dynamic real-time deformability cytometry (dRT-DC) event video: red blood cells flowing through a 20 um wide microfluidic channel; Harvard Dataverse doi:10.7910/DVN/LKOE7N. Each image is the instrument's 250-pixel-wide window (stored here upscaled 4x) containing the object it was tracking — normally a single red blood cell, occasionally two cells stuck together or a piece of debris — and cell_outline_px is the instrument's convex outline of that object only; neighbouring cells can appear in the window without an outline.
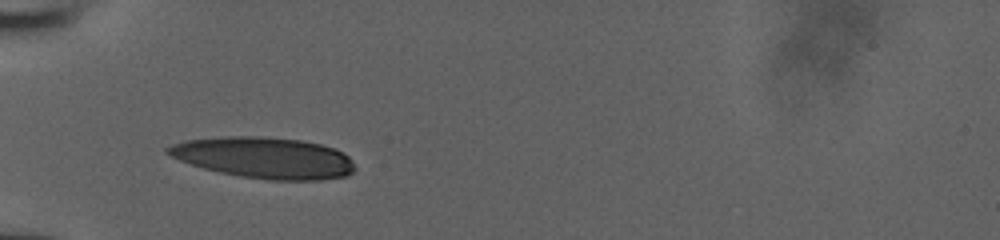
{"species": "human", "species_latin": "Homo sapiens", "temperature_condition": "room temperature", "stored_images_in_passage": 28, "camera_frame_rate_fps": 3000, "um_per_image_px": 0.085, "donor": {"sex": "male"}, "frame": {"image": 1, "passage_image": 1, "time_ms": 0.0, "image_size_px": [1000, 240], "cell_outline_px": [[356, 168], [352, 172], [344, 176], [320, 180], [268, 180], [240, 176], [220, 172], [204, 168], [180, 160], [164, 152], [164, 148], [172, 144], [184, 140], [224, 136], [260, 136], [300, 140], [320, 144], [336, 148], [344, 152], [352, 160]], "centroid_in_image_um": [22.46, 13.4], "position_along_channel_um": 62.5, "area_um2": 45.03}}
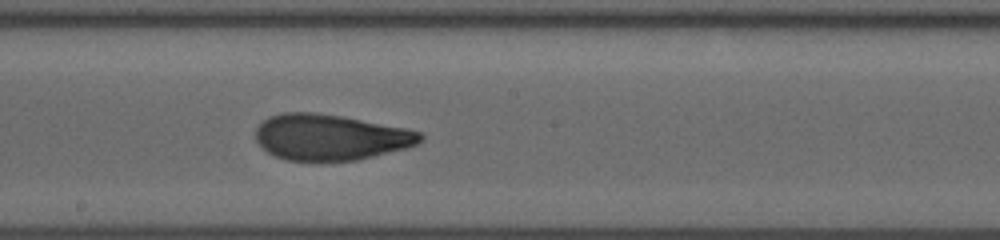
{"frame": {"image": 2, "passage_image": 13, "time_ms": 4.0, "image_size_px": [1000, 240], "cell_outline_px": [[424, 140], [416, 144], [404, 148], [356, 160], [288, 160], [276, 156], [268, 152], [256, 140], [256, 128], [268, 116], [284, 112], [316, 112], [340, 116], [408, 128], [420, 132], [424, 136]], "centroid_in_image_um": [28.08, 11.64], "position_along_channel_um": 220.1, "area_um2": 43.64}}
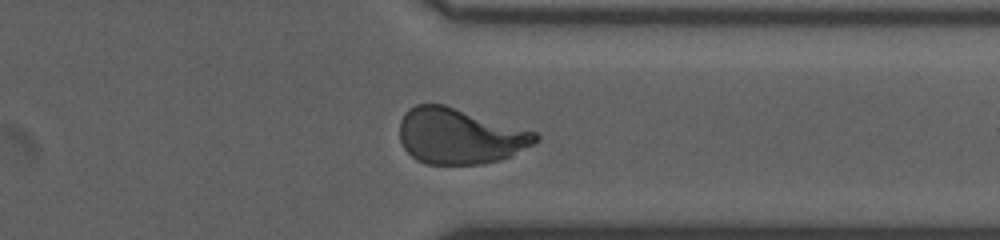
{"frame": {"image": 3, "passage_image": 24, "time_ms": 7.667, "image_size_px": [1000, 240], "cell_outline_px": [[540, 136], [532, 144], [512, 156], [500, 160], [480, 164], [424, 164], [416, 160], [404, 148], [400, 140], [400, 120], [404, 112], [408, 108], [416, 104], [444, 104], [536, 132]], "centroid_in_image_um": [39.04, 11.57], "position_along_channel_um": 372.4, "area_um2": 44.1}}